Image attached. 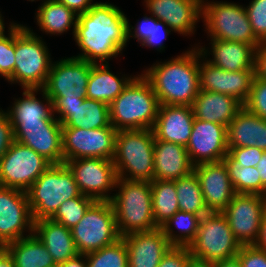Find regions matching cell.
Listing matches in <instances>:
<instances>
[{"label":"cell","mask_w":266,"mask_h":267,"mask_svg":"<svg viewBox=\"0 0 266 267\" xmlns=\"http://www.w3.org/2000/svg\"><path fill=\"white\" fill-rule=\"evenodd\" d=\"M14 142V131L9 116L5 110H0V159Z\"/></svg>","instance_id":"7dc6e473"},{"label":"cell","mask_w":266,"mask_h":267,"mask_svg":"<svg viewBox=\"0 0 266 267\" xmlns=\"http://www.w3.org/2000/svg\"><path fill=\"white\" fill-rule=\"evenodd\" d=\"M222 213L240 245H254L266 214V196L236 193Z\"/></svg>","instance_id":"9a60e30c"},{"label":"cell","mask_w":266,"mask_h":267,"mask_svg":"<svg viewBox=\"0 0 266 267\" xmlns=\"http://www.w3.org/2000/svg\"><path fill=\"white\" fill-rule=\"evenodd\" d=\"M149 14L163 21L172 32L193 36L202 19L201 0H144Z\"/></svg>","instance_id":"ffe728a7"},{"label":"cell","mask_w":266,"mask_h":267,"mask_svg":"<svg viewBox=\"0 0 266 267\" xmlns=\"http://www.w3.org/2000/svg\"><path fill=\"white\" fill-rule=\"evenodd\" d=\"M254 77V70L231 72L216 67L206 61L199 51L200 90L227 94L244 104L249 97Z\"/></svg>","instance_id":"d6986e66"},{"label":"cell","mask_w":266,"mask_h":267,"mask_svg":"<svg viewBox=\"0 0 266 267\" xmlns=\"http://www.w3.org/2000/svg\"><path fill=\"white\" fill-rule=\"evenodd\" d=\"M186 149L194 166L222 161L228 153L227 127L195 118Z\"/></svg>","instance_id":"e0dca14e"},{"label":"cell","mask_w":266,"mask_h":267,"mask_svg":"<svg viewBox=\"0 0 266 267\" xmlns=\"http://www.w3.org/2000/svg\"><path fill=\"white\" fill-rule=\"evenodd\" d=\"M241 267H266V251L254 245H243L237 255Z\"/></svg>","instance_id":"f6af8a7d"},{"label":"cell","mask_w":266,"mask_h":267,"mask_svg":"<svg viewBox=\"0 0 266 267\" xmlns=\"http://www.w3.org/2000/svg\"><path fill=\"white\" fill-rule=\"evenodd\" d=\"M107 126H112L109 105L89 98L75 108H68V119L62 124V128L98 129Z\"/></svg>","instance_id":"d6a6232c"},{"label":"cell","mask_w":266,"mask_h":267,"mask_svg":"<svg viewBox=\"0 0 266 267\" xmlns=\"http://www.w3.org/2000/svg\"><path fill=\"white\" fill-rule=\"evenodd\" d=\"M227 168L231 184L237 194L261 195V178L256 167H234L226 158L222 160Z\"/></svg>","instance_id":"f35d334b"},{"label":"cell","mask_w":266,"mask_h":267,"mask_svg":"<svg viewBox=\"0 0 266 267\" xmlns=\"http://www.w3.org/2000/svg\"><path fill=\"white\" fill-rule=\"evenodd\" d=\"M115 189L110 202L121 237L158 228L153 218L151 182L118 178Z\"/></svg>","instance_id":"277c9868"},{"label":"cell","mask_w":266,"mask_h":267,"mask_svg":"<svg viewBox=\"0 0 266 267\" xmlns=\"http://www.w3.org/2000/svg\"><path fill=\"white\" fill-rule=\"evenodd\" d=\"M39 35L23 24L15 26V68L6 80L22 89H42L52 65L49 48Z\"/></svg>","instance_id":"5b68a950"},{"label":"cell","mask_w":266,"mask_h":267,"mask_svg":"<svg viewBox=\"0 0 266 267\" xmlns=\"http://www.w3.org/2000/svg\"><path fill=\"white\" fill-rule=\"evenodd\" d=\"M83 102L84 100H52L54 116L58 114L55 117L63 124L68 119V108H75Z\"/></svg>","instance_id":"c3c4849f"},{"label":"cell","mask_w":266,"mask_h":267,"mask_svg":"<svg viewBox=\"0 0 266 267\" xmlns=\"http://www.w3.org/2000/svg\"><path fill=\"white\" fill-rule=\"evenodd\" d=\"M0 267H15L12 256L4 247L0 249Z\"/></svg>","instance_id":"11a10c76"},{"label":"cell","mask_w":266,"mask_h":267,"mask_svg":"<svg viewBox=\"0 0 266 267\" xmlns=\"http://www.w3.org/2000/svg\"><path fill=\"white\" fill-rule=\"evenodd\" d=\"M193 170L186 147L155 138L154 179L175 181Z\"/></svg>","instance_id":"d4e9b609"},{"label":"cell","mask_w":266,"mask_h":267,"mask_svg":"<svg viewBox=\"0 0 266 267\" xmlns=\"http://www.w3.org/2000/svg\"><path fill=\"white\" fill-rule=\"evenodd\" d=\"M254 246L266 251V214L261 221L258 238L255 241Z\"/></svg>","instance_id":"db71d44e"},{"label":"cell","mask_w":266,"mask_h":267,"mask_svg":"<svg viewBox=\"0 0 266 267\" xmlns=\"http://www.w3.org/2000/svg\"><path fill=\"white\" fill-rule=\"evenodd\" d=\"M191 258L188 246H172L163 256L158 267H186Z\"/></svg>","instance_id":"bcb514c9"},{"label":"cell","mask_w":266,"mask_h":267,"mask_svg":"<svg viewBox=\"0 0 266 267\" xmlns=\"http://www.w3.org/2000/svg\"><path fill=\"white\" fill-rule=\"evenodd\" d=\"M121 77V78H120ZM135 77L115 75L110 71L109 63L92 64L88 78L86 98L110 104L115 100Z\"/></svg>","instance_id":"f546056e"},{"label":"cell","mask_w":266,"mask_h":267,"mask_svg":"<svg viewBox=\"0 0 266 267\" xmlns=\"http://www.w3.org/2000/svg\"><path fill=\"white\" fill-rule=\"evenodd\" d=\"M179 211L205 216L209 213L203 199L202 190L195 171L175 180Z\"/></svg>","instance_id":"d590c367"},{"label":"cell","mask_w":266,"mask_h":267,"mask_svg":"<svg viewBox=\"0 0 266 267\" xmlns=\"http://www.w3.org/2000/svg\"><path fill=\"white\" fill-rule=\"evenodd\" d=\"M148 16L144 15L143 20H137L135 26H132L127 18V39L136 38L140 46L154 47L155 50L162 52L165 49L163 41L172 30L153 15Z\"/></svg>","instance_id":"836d02e7"},{"label":"cell","mask_w":266,"mask_h":267,"mask_svg":"<svg viewBox=\"0 0 266 267\" xmlns=\"http://www.w3.org/2000/svg\"><path fill=\"white\" fill-rule=\"evenodd\" d=\"M256 168L258 169L261 178V195L266 196V151L263 152Z\"/></svg>","instance_id":"816d5d0a"},{"label":"cell","mask_w":266,"mask_h":267,"mask_svg":"<svg viewBox=\"0 0 266 267\" xmlns=\"http://www.w3.org/2000/svg\"><path fill=\"white\" fill-rule=\"evenodd\" d=\"M15 27L0 40V76L7 80L15 68Z\"/></svg>","instance_id":"7bdbcfd3"},{"label":"cell","mask_w":266,"mask_h":267,"mask_svg":"<svg viewBox=\"0 0 266 267\" xmlns=\"http://www.w3.org/2000/svg\"><path fill=\"white\" fill-rule=\"evenodd\" d=\"M160 107L149 80L136 75L109 104L111 125L118 130L152 129Z\"/></svg>","instance_id":"3957f363"},{"label":"cell","mask_w":266,"mask_h":267,"mask_svg":"<svg viewBox=\"0 0 266 267\" xmlns=\"http://www.w3.org/2000/svg\"><path fill=\"white\" fill-rule=\"evenodd\" d=\"M117 133L113 126L98 129L62 128L64 163L89 157L112 160Z\"/></svg>","instance_id":"4fadbf2b"},{"label":"cell","mask_w":266,"mask_h":267,"mask_svg":"<svg viewBox=\"0 0 266 267\" xmlns=\"http://www.w3.org/2000/svg\"><path fill=\"white\" fill-rule=\"evenodd\" d=\"M243 107L266 120V80L254 77L249 97Z\"/></svg>","instance_id":"60d3db41"},{"label":"cell","mask_w":266,"mask_h":267,"mask_svg":"<svg viewBox=\"0 0 266 267\" xmlns=\"http://www.w3.org/2000/svg\"><path fill=\"white\" fill-rule=\"evenodd\" d=\"M14 261L15 267H56L43 242L33 232L29 236L4 246Z\"/></svg>","instance_id":"1f68e13d"},{"label":"cell","mask_w":266,"mask_h":267,"mask_svg":"<svg viewBox=\"0 0 266 267\" xmlns=\"http://www.w3.org/2000/svg\"><path fill=\"white\" fill-rule=\"evenodd\" d=\"M33 231L34 220L27 193L0 186V244L4 247L29 236Z\"/></svg>","instance_id":"2e32d148"},{"label":"cell","mask_w":266,"mask_h":267,"mask_svg":"<svg viewBox=\"0 0 266 267\" xmlns=\"http://www.w3.org/2000/svg\"><path fill=\"white\" fill-rule=\"evenodd\" d=\"M73 172L82 195L96 201H110L115 191L117 173L113 160L102 158H79L65 163ZM111 191V192H110Z\"/></svg>","instance_id":"5bb4252c"},{"label":"cell","mask_w":266,"mask_h":267,"mask_svg":"<svg viewBox=\"0 0 266 267\" xmlns=\"http://www.w3.org/2000/svg\"><path fill=\"white\" fill-rule=\"evenodd\" d=\"M227 144L228 149L252 146L266 151V120L243 107L227 126Z\"/></svg>","instance_id":"83f0119b"},{"label":"cell","mask_w":266,"mask_h":267,"mask_svg":"<svg viewBox=\"0 0 266 267\" xmlns=\"http://www.w3.org/2000/svg\"><path fill=\"white\" fill-rule=\"evenodd\" d=\"M79 254L86 255L113 244L121 238L110 201H95L82 219L71 228Z\"/></svg>","instance_id":"30bf717a"},{"label":"cell","mask_w":266,"mask_h":267,"mask_svg":"<svg viewBox=\"0 0 266 267\" xmlns=\"http://www.w3.org/2000/svg\"><path fill=\"white\" fill-rule=\"evenodd\" d=\"M151 190L153 218L160 228L179 211L175 181L154 179L151 181Z\"/></svg>","instance_id":"e575fe53"},{"label":"cell","mask_w":266,"mask_h":267,"mask_svg":"<svg viewBox=\"0 0 266 267\" xmlns=\"http://www.w3.org/2000/svg\"><path fill=\"white\" fill-rule=\"evenodd\" d=\"M92 63L75 57L52 62L42 88L51 100H84Z\"/></svg>","instance_id":"7c38bea8"},{"label":"cell","mask_w":266,"mask_h":267,"mask_svg":"<svg viewBox=\"0 0 266 267\" xmlns=\"http://www.w3.org/2000/svg\"><path fill=\"white\" fill-rule=\"evenodd\" d=\"M123 239L127 246L129 267H158L173 246L161 228L129 233Z\"/></svg>","instance_id":"7402d4cb"},{"label":"cell","mask_w":266,"mask_h":267,"mask_svg":"<svg viewBox=\"0 0 266 267\" xmlns=\"http://www.w3.org/2000/svg\"><path fill=\"white\" fill-rule=\"evenodd\" d=\"M254 74L255 77L266 80V42L260 43L256 48Z\"/></svg>","instance_id":"681fc988"},{"label":"cell","mask_w":266,"mask_h":267,"mask_svg":"<svg viewBox=\"0 0 266 267\" xmlns=\"http://www.w3.org/2000/svg\"><path fill=\"white\" fill-rule=\"evenodd\" d=\"M127 15L116 5L96 2L78 15L74 40L81 50L72 56L92 64L109 63L127 47Z\"/></svg>","instance_id":"6da1fadb"},{"label":"cell","mask_w":266,"mask_h":267,"mask_svg":"<svg viewBox=\"0 0 266 267\" xmlns=\"http://www.w3.org/2000/svg\"><path fill=\"white\" fill-rule=\"evenodd\" d=\"M191 107L195 118L227 127L243 104L227 94L200 90Z\"/></svg>","instance_id":"484cf974"},{"label":"cell","mask_w":266,"mask_h":267,"mask_svg":"<svg viewBox=\"0 0 266 267\" xmlns=\"http://www.w3.org/2000/svg\"><path fill=\"white\" fill-rule=\"evenodd\" d=\"M4 18H3V15H2V13H1V11H0V40L1 39H3L5 36H7L6 34H7V32L9 33V32H11V30L16 26V25H18V23H15L14 21H12V22H9V26L7 27L8 29V31H5V24L6 23H4ZM6 32V33H5Z\"/></svg>","instance_id":"6f0895ef"},{"label":"cell","mask_w":266,"mask_h":267,"mask_svg":"<svg viewBox=\"0 0 266 267\" xmlns=\"http://www.w3.org/2000/svg\"><path fill=\"white\" fill-rule=\"evenodd\" d=\"M202 2V19L210 39L235 41L259 46L255 37L245 6L227 1Z\"/></svg>","instance_id":"ba28073f"},{"label":"cell","mask_w":266,"mask_h":267,"mask_svg":"<svg viewBox=\"0 0 266 267\" xmlns=\"http://www.w3.org/2000/svg\"><path fill=\"white\" fill-rule=\"evenodd\" d=\"M199 222V215L177 211L160 228L173 246H189L196 237Z\"/></svg>","instance_id":"8d00e7d4"},{"label":"cell","mask_w":266,"mask_h":267,"mask_svg":"<svg viewBox=\"0 0 266 267\" xmlns=\"http://www.w3.org/2000/svg\"><path fill=\"white\" fill-rule=\"evenodd\" d=\"M43 242L56 265L74 258L79 253L71 229L51 219L34 221V231Z\"/></svg>","instance_id":"f1b7e54d"},{"label":"cell","mask_w":266,"mask_h":267,"mask_svg":"<svg viewBox=\"0 0 266 267\" xmlns=\"http://www.w3.org/2000/svg\"><path fill=\"white\" fill-rule=\"evenodd\" d=\"M87 267H129L128 251L123 237L113 244L85 255Z\"/></svg>","instance_id":"74e56055"},{"label":"cell","mask_w":266,"mask_h":267,"mask_svg":"<svg viewBox=\"0 0 266 267\" xmlns=\"http://www.w3.org/2000/svg\"><path fill=\"white\" fill-rule=\"evenodd\" d=\"M188 248L193 258L215 263L236 256L241 245L226 216L222 212H209L200 217L196 237Z\"/></svg>","instance_id":"9c48e42d"},{"label":"cell","mask_w":266,"mask_h":267,"mask_svg":"<svg viewBox=\"0 0 266 267\" xmlns=\"http://www.w3.org/2000/svg\"><path fill=\"white\" fill-rule=\"evenodd\" d=\"M35 16L36 25L46 34L60 36L73 28L74 37L78 15L58 0L42 1Z\"/></svg>","instance_id":"4dcf8cb0"},{"label":"cell","mask_w":266,"mask_h":267,"mask_svg":"<svg viewBox=\"0 0 266 267\" xmlns=\"http://www.w3.org/2000/svg\"><path fill=\"white\" fill-rule=\"evenodd\" d=\"M95 201L94 198L81 194L64 201L50 219L71 229L82 219Z\"/></svg>","instance_id":"ab89813d"},{"label":"cell","mask_w":266,"mask_h":267,"mask_svg":"<svg viewBox=\"0 0 266 267\" xmlns=\"http://www.w3.org/2000/svg\"><path fill=\"white\" fill-rule=\"evenodd\" d=\"M214 267H241L237 256L214 263Z\"/></svg>","instance_id":"9f6ffc18"},{"label":"cell","mask_w":266,"mask_h":267,"mask_svg":"<svg viewBox=\"0 0 266 267\" xmlns=\"http://www.w3.org/2000/svg\"><path fill=\"white\" fill-rule=\"evenodd\" d=\"M77 15L87 12L96 2L93 0H58Z\"/></svg>","instance_id":"f907efd6"},{"label":"cell","mask_w":266,"mask_h":267,"mask_svg":"<svg viewBox=\"0 0 266 267\" xmlns=\"http://www.w3.org/2000/svg\"><path fill=\"white\" fill-rule=\"evenodd\" d=\"M42 94L38 99L36 94ZM22 97L15 98L13 105L6 110L14 128L24 122H60L53 113V103L43 89H23Z\"/></svg>","instance_id":"4316f807"},{"label":"cell","mask_w":266,"mask_h":267,"mask_svg":"<svg viewBox=\"0 0 266 267\" xmlns=\"http://www.w3.org/2000/svg\"><path fill=\"white\" fill-rule=\"evenodd\" d=\"M56 267H87L86 257L83 254H78L74 258L58 264Z\"/></svg>","instance_id":"f5cc1de1"},{"label":"cell","mask_w":266,"mask_h":267,"mask_svg":"<svg viewBox=\"0 0 266 267\" xmlns=\"http://www.w3.org/2000/svg\"><path fill=\"white\" fill-rule=\"evenodd\" d=\"M13 131L14 140L32 148L51 164L64 163L60 122H24Z\"/></svg>","instance_id":"ac0fdd59"},{"label":"cell","mask_w":266,"mask_h":267,"mask_svg":"<svg viewBox=\"0 0 266 267\" xmlns=\"http://www.w3.org/2000/svg\"><path fill=\"white\" fill-rule=\"evenodd\" d=\"M152 129L118 130L113 163L117 177L127 180H154Z\"/></svg>","instance_id":"8992f818"},{"label":"cell","mask_w":266,"mask_h":267,"mask_svg":"<svg viewBox=\"0 0 266 267\" xmlns=\"http://www.w3.org/2000/svg\"><path fill=\"white\" fill-rule=\"evenodd\" d=\"M245 10L255 37L266 42V0H251Z\"/></svg>","instance_id":"b9f144b4"},{"label":"cell","mask_w":266,"mask_h":267,"mask_svg":"<svg viewBox=\"0 0 266 267\" xmlns=\"http://www.w3.org/2000/svg\"><path fill=\"white\" fill-rule=\"evenodd\" d=\"M210 41L211 46L209 47L211 48L197 44L196 47L201 56L212 65L231 72L254 70L255 52L258 46L218 39H210ZM210 54L211 58H209ZM208 55L209 57H207Z\"/></svg>","instance_id":"603a6c76"},{"label":"cell","mask_w":266,"mask_h":267,"mask_svg":"<svg viewBox=\"0 0 266 267\" xmlns=\"http://www.w3.org/2000/svg\"><path fill=\"white\" fill-rule=\"evenodd\" d=\"M195 117L191 106L160 105L155 124L154 137L186 147Z\"/></svg>","instance_id":"cb8c5ba5"},{"label":"cell","mask_w":266,"mask_h":267,"mask_svg":"<svg viewBox=\"0 0 266 267\" xmlns=\"http://www.w3.org/2000/svg\"><path fill=\"white\" fill-rule=\"evenodd\" d=\"M191 48L165 62L156 61L142 71L160 105L191 106L198 95L199 49L196 45Z\"/></svg>","instance_id":"7a4b0ae2"},{"label":"cell","mask_w":266,"mask_h":267,"mask_svg":"<svg viewBox=\"0 0 266 267\" xmlns=\"http://www.w3.org/2000/svg\"><path fill=\"white\" fill-rule=\"evenodd\" d=\"M28 1H30V2H33V1H34V2H35L36 0H28ZM37 1H38V0H37ZM41 1H44V0H41Z\"/></svg>","instance_id":"91938a15"},{"label":"cell","mask_w":266,"mask_h":267,"mask_svg":"<svg viewBox=\"0 0 266 267\" xmlns=\"http://www.w3.org/2000/svg\"><path fill=\"white\" fill-rule=\"evenodd\" d=\"M50 165L32 148L14 140L0 159V186L26 192Z\"/></svg>","instance_id":"8fae6325"},{"label":"cell","mask_w":266,"mask_h":267,"mask_svg":"<svg viewBox=\"0 0 266 267\" xmlns=\"http://www.w3.org/2000/svg\"><path fill=\"white\" fill-rule=\"evenodd\" d=\"M186 267H214V263L191 258Z\"/></svg>","instance_id":"680465c9"},{"label":"cell","mask_w":266,"mask_h":267,"mask_svg":"<svg viewBox=\"0 0 266 267\" xmlns=\"http://www.w3.org/2000/svg\"><path fill=\"white\" fill-rule=\"evenodd\" d=\"M264 150L257 147L229 148L225 158L237 168L256 167L260 161Z\"/></svg>","instance_id":"ee69618b"},{"label":"cell","mask_w":266,"mask_h":267,"mask_svg":"<svg viewBox=\"0 0 266 267\" xmlns=\"http://www.w3.org/2000/svg\"><path fill=\"white\" fill-rule=\"evenodd\" d=\"M26 193L34 221L50 219L64 201L81 195L65 163L51 164Z\"/></svg>","instance_id":"52a82bcc"},{"label":"cell","mask_w":266,"mask_h":267,"mask_svg":"<svg viewBox=\"0 0 266 267\" xmlns=\"http://www.w3.org/2000/svg\"><path fill=\"white\" fill-rule=\"evenodd\" d=\"M209 212H222L236 194L223 161L194 166Z\"/></svg>","instance_id":"44dd1931"}]
</instances>
